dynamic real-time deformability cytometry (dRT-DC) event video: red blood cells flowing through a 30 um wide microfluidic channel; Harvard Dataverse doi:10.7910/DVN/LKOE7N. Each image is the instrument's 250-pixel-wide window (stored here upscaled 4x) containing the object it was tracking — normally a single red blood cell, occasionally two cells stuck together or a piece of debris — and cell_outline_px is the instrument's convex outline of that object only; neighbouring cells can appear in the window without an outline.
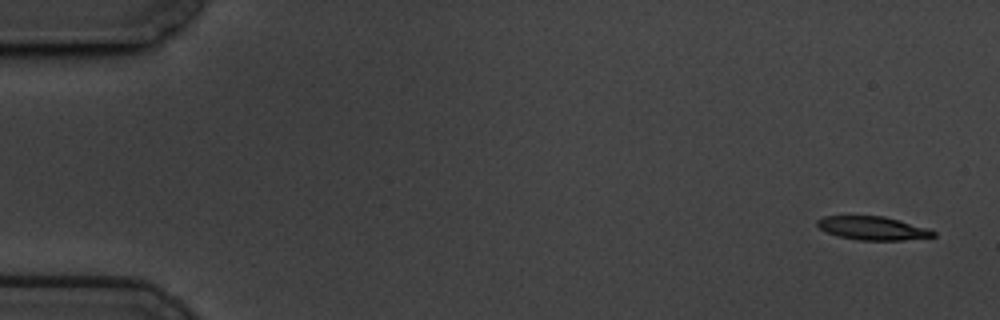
{"species": "common noctule bat (a hibernating species)", "species_latin": "Nyctalus noctula", "temperature_condition": "cold", "stored_images_in_passage": 8, "camera_frame_rate_fps": 3000, "um_per_image_px": 0.085, "animal": {"sex": "male", "body_mass_g": 19.5, "forearm_length_mm": 54.6}, "frame": {"image": 1, "passage_image": 1, "time_ms": 0.0, "image_size_px": [1000, 320], "cell_outline_px": [[936, 236], [904, 240], [856, 240], [840, 236], [828, 232], [820, 228], [816, 224], [816, 220], [824, 216], [884, 216], [900, 220], [928, 228], [936, 232]], "centroid_in_image_um": [74.2, 19.39], "position_along_channel_um": 10.8, "area_um2": 15.84}}
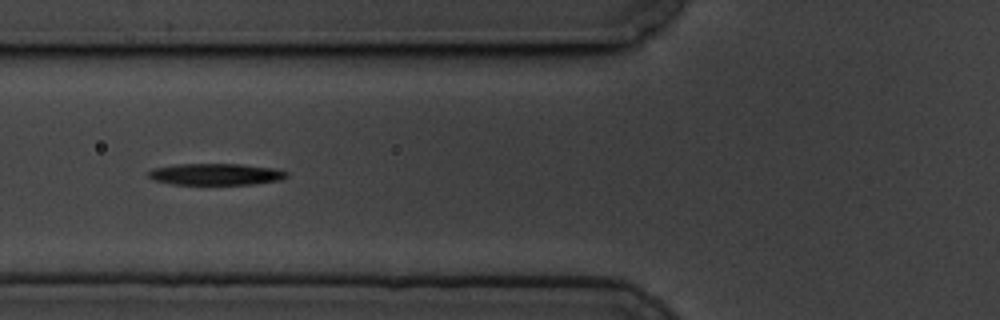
{"frame": {"image": 2, "passage_image": 6, "time_ms": 1.667, "image_size_px": [1000, 320], "cell_outline_px": [[288, 176], [280, 180], [252, 184], [172, 184], [152, 180], [148, 176], [148, 172], [152, 168], [176, 164], [240, 164], [276, 168], [288, 172]], "centroid_in_image_um": [18.33, 14.8], "position_along_channel_um": 107.5, "area_um2": 17.46}}
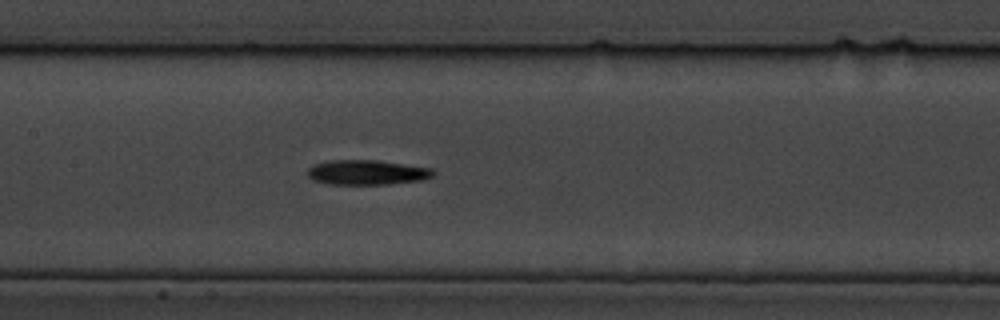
{"frame": {"image": 3, "passage_image": 8, "time_ms": 2.333, "image_size_px": [1000, 320], "cell_outline_px": [[436, 172], [432, 176], [424, 180], [388, 184], [332, 184], [312, 180], [308, 176], [308, 168], [316, 164], [332, 160], [380, 160], [432, 168]], "centroid_in_image_um": [31.24, 14.65], "position_along_channel_um": 176.2, "area_um2": 18.21}}